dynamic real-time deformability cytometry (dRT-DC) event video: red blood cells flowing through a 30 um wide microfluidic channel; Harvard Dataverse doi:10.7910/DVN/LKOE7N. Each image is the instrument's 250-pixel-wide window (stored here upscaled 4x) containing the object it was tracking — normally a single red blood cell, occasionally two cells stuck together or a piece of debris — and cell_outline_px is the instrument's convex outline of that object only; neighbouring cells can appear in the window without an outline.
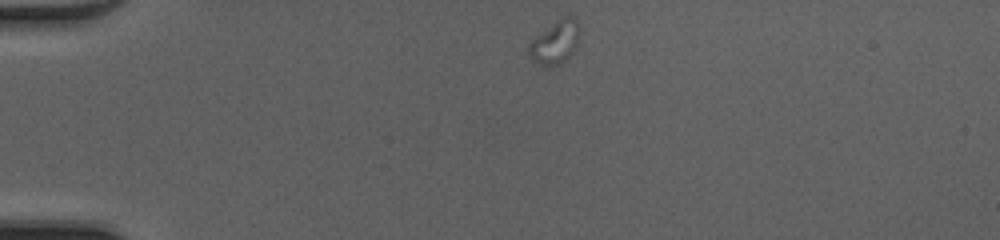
{"species": "common noctule bat (a hibernating species)", "species_latin": "Nyctalus noctula", "temperature_condition": "cold", "stored_images_in_passage": 17, "camera_frame_rate_fps": 3000, "um_per_image_px": 0.085, "animal": {"sex": "female", "body_mass_g": 20.0, "forearm_length_mm": 54.0}, "frame": {"image": 1, "passage_image": 1, "time_ms": 0.0, "image_size_px": [1000, 240], "cell_outline_px": [[576, 44], [572, 52], [564, 60], [556, 64], [540, 64], [528, 56], [528, 44], [536, 36], [560, 16], [576, 16]], "centroid_in_image_um": [47.13, 3.54], "position_along_channel_um": 37.9, "area_um2": 12.14}}
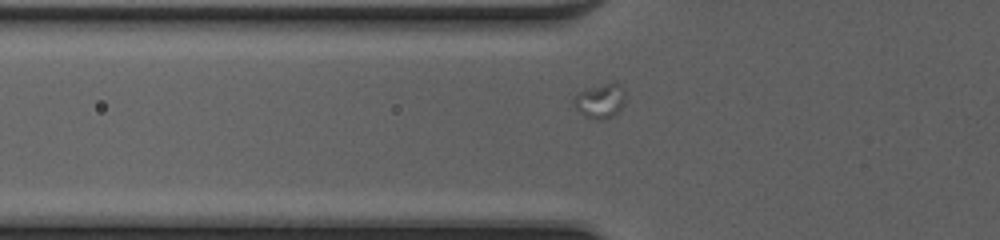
{"frame": {"image": 2, "passage_image": 8, "time_ms": 2.333, "image_size_px": [1000, 240], "cell_outline_px": [[624, 104], [612, 116], [600, 120], [596, 120], [584, 116], [572, 104], [572, 96], [584, 88], [612, 80], [616, 80], [620, 84], [624, 92]], "centroid_in_image_um": [50.98, 8.51], "position_along_channel_um": 74.8, "area_um2": 10.81}}